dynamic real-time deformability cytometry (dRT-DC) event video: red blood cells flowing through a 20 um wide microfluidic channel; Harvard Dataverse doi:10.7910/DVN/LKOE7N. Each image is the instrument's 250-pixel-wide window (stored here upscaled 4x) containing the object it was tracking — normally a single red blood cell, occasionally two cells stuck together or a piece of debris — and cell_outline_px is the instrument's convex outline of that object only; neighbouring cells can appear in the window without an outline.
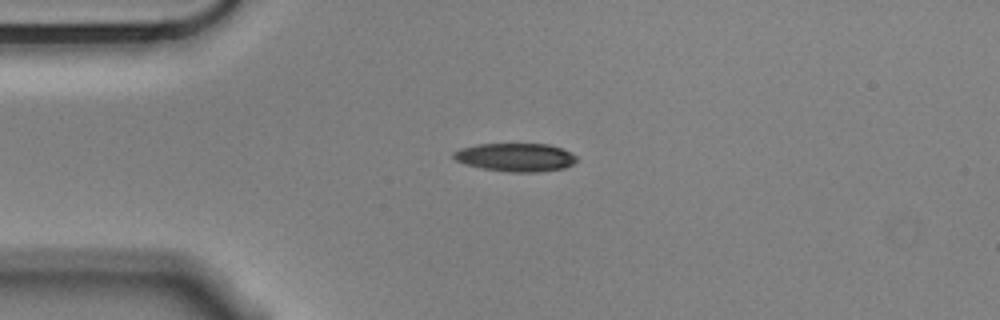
{"species": "Egyptian fruit bat (a non-hibernating species)", "species_latin": "Rousettus aegyptiacus", "temperature_condition": "cold", "stored_images_in_passage": 44, "camera_frame_rate_fps": 3000, "um_per_image_px": 0.085, "animal": {"sex": "male"}, "frame": {"image": 1, "passage_image": 1, "time_ms": 0.0, "image_size_px": [1000, 320], "cell_outline_px": [[576, 160], [572, 164], [564, 168], [540, 172], [508, 172], [480, 168], [464, 164], [456, 160], [452, 156], [452, 152], [460, 148], [476, 144], [548, 144], [560, 148], [576, 156]], "centroid_in_image_um": [43.76, 13.37], "position_along_channel_um": 41.2, "area_um2": 20.35}}
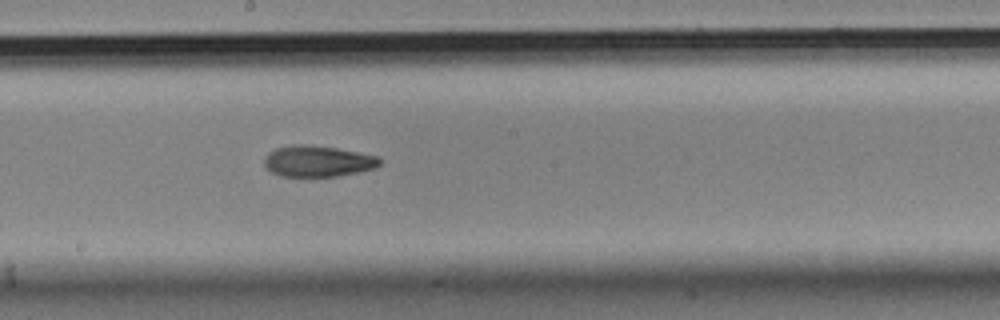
{"frame": {"image": 2, "passage_image": 18, "time_ms": 5.667, "image_size_px": [1000, 320], "cell_outline_px": [[380, 164], [376, 168], [360, 172], [336, 176], [280, 176], [272, 172], [264, 164], [264, 160], [268, 152], [276, 148], [300, 144], [304, 144], [336, 148], [376, 156], [380, 160]], "centroid_in_image_um": [27.01, 13.71], "position_along_channel_um": 221.2, "area_um2": 20.69}}
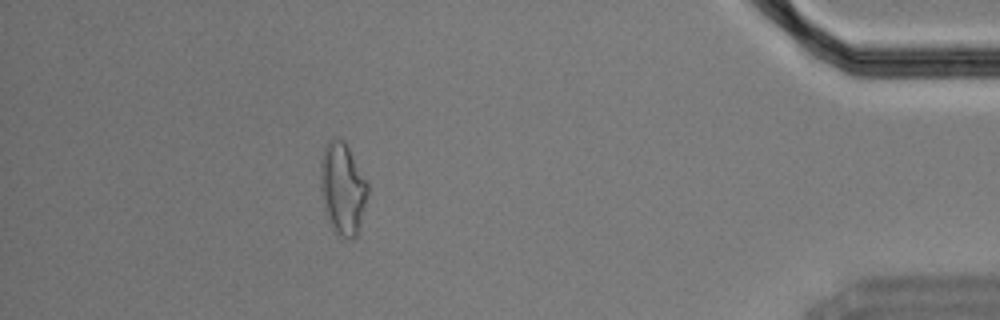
{"frame": {"image": 3, "passage_image": 38, "time_ms": 12.333, "image_size_px": [1000, 320], "cell_outline_px": [[368, 192], [356, 236], [352, 240], [348, 240], [336, 236], [324, 212], [320, 184], [320, 164], [324, 144], [332, 136], [336, 136], [344, 140], [368, 184]], "centroid_in_image_um": [29.08, 16.02], "position_along_channel_um": 406.1, "area_um2": 25.61}, "authors_computed_cell_mechanics": {"area_um2": 21.5594, "velocity_mm_per_s": 3.5373, "shape_relaxation_time_tau1_ms": 6.1224, "shape_relaxation_time_tau2_ms": 10.1498, "deformation_change_tau1": 0.1815, "deformation_change_tau2": 0.2034}}